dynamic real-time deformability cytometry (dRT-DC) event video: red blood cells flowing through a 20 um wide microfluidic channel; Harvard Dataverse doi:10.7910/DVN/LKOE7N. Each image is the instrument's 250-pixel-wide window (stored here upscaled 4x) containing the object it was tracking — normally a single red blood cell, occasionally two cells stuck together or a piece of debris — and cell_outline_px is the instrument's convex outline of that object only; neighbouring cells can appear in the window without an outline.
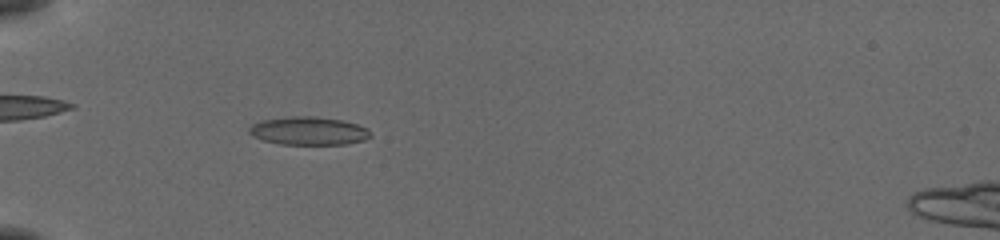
{"species": "common noctule bat (a hibernating species)", "species_latin": "Nyctalus noctula", "temperature_condition": "cold", "stored_images_in_passage": 55, "camera_frame_rate_fps": 3000, "um_per_image_px": 0.085, "animal": {"sex": "female", "body_mass_g": 19.5, "forearm_length_mm": 54.1}, "frame": {"image": 1, "passage_image": 19, "time_ms": 6.0, "image_size_px": [1000, 240], "cell_outline_px": [[372, 136], [364, 140], [344, 144], [280, 144], [264, 140], [252, 136], [248, 132], [248, 128], [252, 124], [264, 120], [292, 116], [316, 116], [344, 120], [368, 128], [372, 132]], "centroid_in_image_um": [26.26, 11.12], "position_along_channel_um": 58.7, "area_um2": 20.0}}
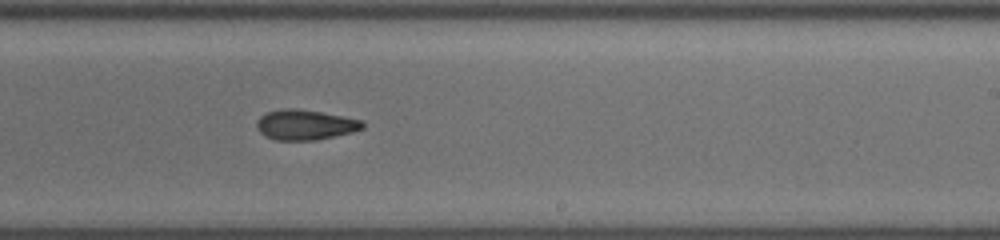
{"frame": {"image": 2, "passage_image": 36, "time_ms": 11.667, "image_size_px": [1000, 240], "cell_outline_px": [[364, 128], [352, 132], [316, 140], [276, 140], [264, 136], [256, 128], [256, 120], [260, 116], [268, 112], [284, 108], [296, 108], [320, 112], [364, 120]], "centroid_in_image_um": [25.92, 10.61], "position_along_channel_um": 263.1, "area_um2": 18.67}}
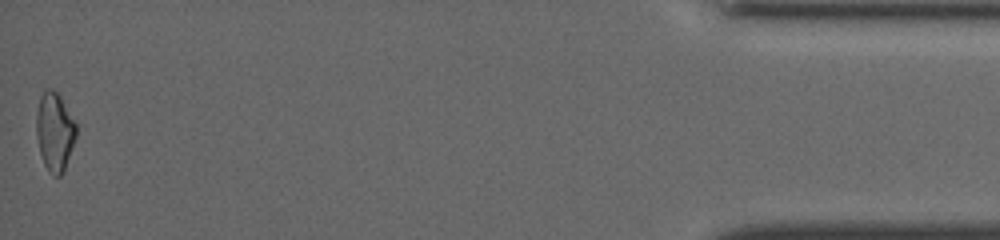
{"frame": {"image": 3, "passage_image": 55, "time_ms": 18.0, "image_size_px": [1000, 240], "cell_outline_px": [[76, 136], [64, 172], [60, 176], [52, 176], [48, 172], [44, 164], [40, 152], [36, 136], [36, 112], [40, 96], [44, 88], [52, 88], [60, 96], [76, 124]], "centroid_in_image_um": [4.63, 11.2], "position_along_channel_um": 430.6, "area_um2": 18.38}, "authors_computed_cell_mechanics": {"area_um2": 18.9584, "velocity_mm_per_s": 3.862, "shape_relaxation_time_tau1_ms": null, "shape_relaxation_time_tau2_ms": 4.7954, "deformation_change_tau1": null, "deformation_change_tau2": 0.1297}}